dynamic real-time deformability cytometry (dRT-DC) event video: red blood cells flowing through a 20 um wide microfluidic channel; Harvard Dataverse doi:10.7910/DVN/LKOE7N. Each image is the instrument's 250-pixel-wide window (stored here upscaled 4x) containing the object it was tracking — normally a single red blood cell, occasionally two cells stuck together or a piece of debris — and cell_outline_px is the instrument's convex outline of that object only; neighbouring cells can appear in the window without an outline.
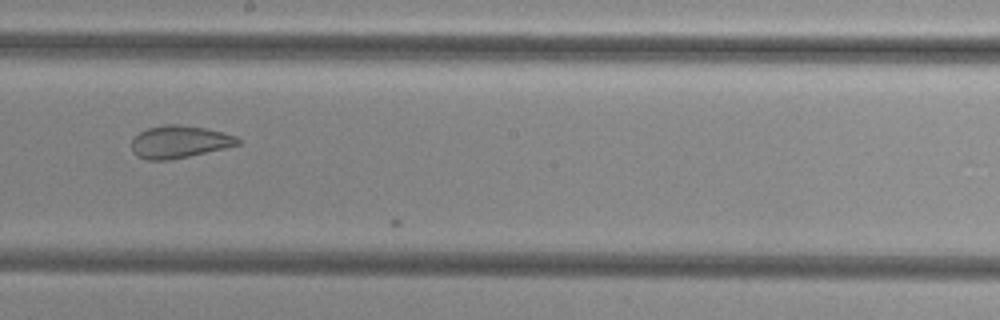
{"species": "common noctule bat (a hibernating species)", "species_latin": "Nyctalus noctula", "temperature_condition": "cold", "stored_images_in_passage": 17, "camera_frame_rate_fps": 3000, "um_per_image_px": 0.085, "animal": {"sex": "female", "body_mass_g": 29.2, "forearm_length_mm": 56.3}, "frame": {"image": 1, "passage_image": 16, "time_ms": 5.0, "image_size_px": [1000, 320], "cell_outline_px": [[240, 144], [224, 148], [188, 156], [168, 160], [148, 160], [136, 156], [132, 152], [132, 140], [140, 132], [148, 128], [164, 124], [180, 124], [204, 128], [236, 136], [240, 140]], "centroid_in_image_um": [15.21, 12.05], "position_along_channel_um": 233.0, "area_um2": 19.88}}